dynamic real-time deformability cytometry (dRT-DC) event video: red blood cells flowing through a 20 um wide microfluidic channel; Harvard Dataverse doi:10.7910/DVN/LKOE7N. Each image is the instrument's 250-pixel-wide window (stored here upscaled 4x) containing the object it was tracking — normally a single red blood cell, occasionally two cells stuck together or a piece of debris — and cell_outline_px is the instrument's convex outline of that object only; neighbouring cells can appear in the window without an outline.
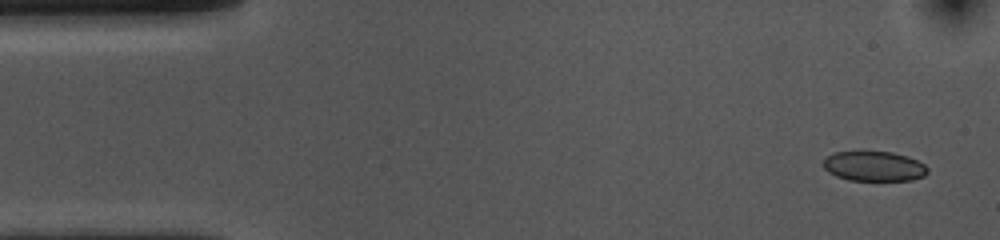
{"species": "common noctule bat (a hibernating species)", "species_latin": "Nyctalus noctula", "temperature_condition": "cold", "stored_images_in_passage": 52, "camera_frame_rate_fps": 3000, "um_per_image_px": 0.085, "animal": {"sex": "female", "body_mass_g": 10.0, "forearm_length_mm": 53.1}, "frame": {"image": 1, "passage_image": 1, "time_ms": 0.0, "image_size_px": [1000, 240], "cell_outline_px": [[928, 172], [924, 176], [912, 180], [848, 180], [836, 176], [828, 172], [824, 168], [824, 160], [832, 152], [892, 152], [908, 156], [924, 164], [928, 168]], "centroid_in_image_um": [74.3, 14.13], "position_along_channel_um": 10.7, "area_um2": 18.09}}
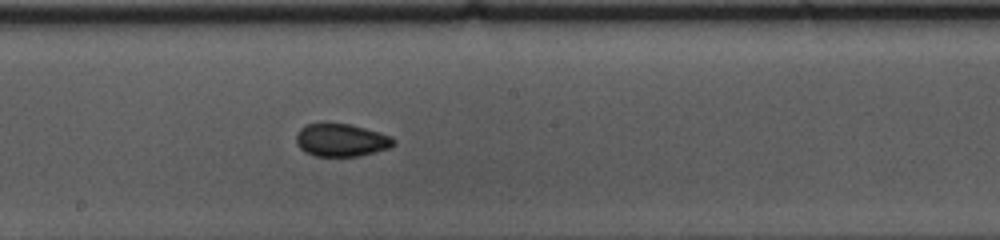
{"frame": {"image": 2, "passage_image": 26, "time_ms": 8.333, "image_size_px": [1000, 240], "cell_outline_px": [[396, 144], [388, 148], [360, 156], [316, 156], [304, 152], [296, 144], [296, 136], [300, 128], [304, 124], [352, 124], [380, 132], [392, 136], [396, 140]], "centroid_in_image_um": [29.02, 11.91], "position_along_channel_um": 219.2, "area_um2": 18.73}}
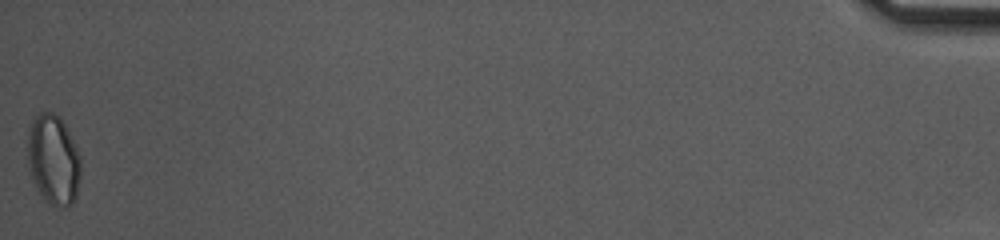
{"frame": {"image": 3, "passage_image": 52, "time_ms": 17.0, "image_size_px": [1000, 240], "cell_outline_px": [[80, 180], [76, 196], [72, 204], [68, 208], [56, 208], [48, 204], [40, 192], [32, 176], [28, 160], [28, 132], [32, 120], [40, 112], [52, 112], [60, 116], [76, 144], [80, 156]], "centroid_in_image_um": [4.57, 13.59], "position_along_channel_um": 430.6, "area_um2": 28.03}, "authors_computed_cell_mechanics": {"area_um2": 19.0451, "velocity_mm_per_s": 3.6503, "shape_relaxation_time_tau1_ms": 3.6837, "shape_relaxation_time_tau2_ms": 2.0506, "deformation_change_tau1": 0.078, "deformation_change_tau2": 0.0495}}